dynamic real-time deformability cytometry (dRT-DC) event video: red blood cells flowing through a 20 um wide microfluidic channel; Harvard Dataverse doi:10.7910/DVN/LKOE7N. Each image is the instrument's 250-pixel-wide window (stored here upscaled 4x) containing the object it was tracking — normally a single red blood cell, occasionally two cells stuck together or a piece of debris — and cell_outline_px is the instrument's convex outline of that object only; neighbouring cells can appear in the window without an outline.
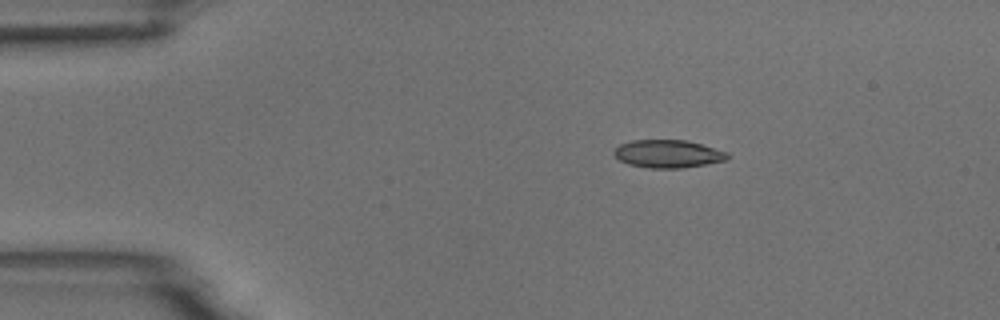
{"species": "common noctule bat (a hibernating species)", "species_latin": "Nyctalus noctula", "temperature_condition": "room temperature", "stored_images_in_passage": 4, "camera_frame_rate_fps": 3000, "um_per_image_px": 0.085, "animal": {"sex": "male", "body_mass_g": 18.8}, "frame": {"image": 1, "passage_image": 1, "time_ms": 0.0, "image_size_px": [1000, 320], "cell_outline_px": [[728, 160], [684, 168], [648, 168], [628, 164], [620, 160], [612, 152], [620, 144], [632, 140], [688, 140], [728, 152]], "centroid_in_image_um": [56.79, 13.08], "position_along_channel_um": 28.2, "area_um2": 18.5}}
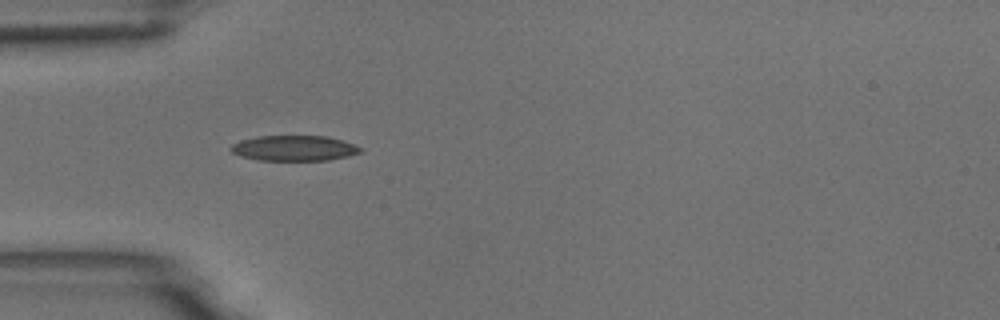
{"frame": {"image": 2, "passage_image": 3, "time_ms": 0.667, "image_size_px": [1000, 320], "cell_outline_px": [[364, 148], [360, 152], [348, 156], [328, 160], [256, 160], [240, 156], [232, 152], [228, 148], [232, 144], [240, 140], [260, 136], [328, 136]], "centroid_in_image_um": [24.96, 12.6], "position_along_channel_um": 60.0, "area_um2": 19.13}}